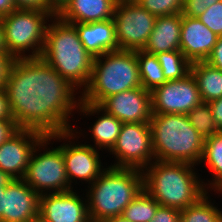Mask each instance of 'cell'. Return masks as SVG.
Instances as JSON below:
<instances>
[{
    "mask_svg": "<svg viewBox=\"0 0 222 222\" xmlns=\"http://www.w3.org/2000/svg\"><path fill=\"white\" fill-rule=\"evenodd\" d=\"M4 87L19 129L44 136L72 130L81 92L41 58H15Z\"/></svg>",
    "mask_w": 222,
    "mask_h": 222,
    "instance_id": "1",
    "label": "cell"
},
{
    "mask_svg": "<svg viewBox=\"0 0 222 222\" xmlns=\"http://www.w3.org/2000/svg\"><path fill=\"white\" fill-rule=\"evenodd\" d=\"M40 58L80 92L88 85L94 57L83 46L74 25L57 14L48 22Z\"/></svg>",
    "mask_w": 222,
    "mask_h": 222,
    "instance_id": "2",
    "label": "cell"
},
{
    "mask_svg": "<svg viewBox=\"0 0 222 222\" xmlns=\"http://www.w3.org/2000/svg\"><path fill=\"white\" fill-rule=\"evenodd\" d=\"M196 167L154 160L143 170L144 190L160 206L185 209L207 192L201 181L202 174L198 173H204V169Z\"/></svg>",
    "mask_w": 222,
    "mask_h": 222,
    "instance_id": "3",
    "label": "cell"
},
{
    "mask_svg": "<svg viewBox=\"0 0 222 222\" xmlns=\"http://www.w3.org/2000/svg\"><path fill=\"white\" fill-rule=\"evenodd\" d=\"M143 189L142 170L107 166L92 184L82 189L91 222H105L122 215L125 207Z\"/></svg>",
    "mask_w": 222,
    "mask_h": 222,
    "instance_id": "4",
    "label": "cell"
},
{
    "mask_svg": "<svg viewBox=\"0 0 222 222\" xmlns=\"http://www.w3.org/2000/svg\"><path fill=\"white\" fill-rule=\"evenodd\" d=\"M155 160L198 166L204 138L191 126L185 114H152L150 119Z\"/></svg>",
    "mask_w": 222,
    "mask_h": 222,
    "instance_id": "5",
    "label": "cell"
},
{
    "mask_svg": "<svg viewBox=\"0 0 222 222\" xmlns=\"http://www.w3.org/2000/svg\"><path fill=\"white\" fill-rule=\"evenodd\" d=\"M142 87L136 51L117 50L95 57L81 102L99 106L106 98Z\"/></svg>",
    "mask_w": 222,
    "mask_h": 222,
    "instance_id": "6",
    "label": "cell"
},
{
    "mask_svg": "<svg viewBox=\"0 0 222 222\" xmlns=\"http://www.w3.org/2000/svg\"><path fill=\"white\" fill-rule=\"evenodd\" d=\"M57 12L16 9L1 19L6 52L15 58H40L48 22Z\"/></svg>",
    "mask_w": 222,
    "mask_h": 222,
    "instance_id": "7",
    "label": "cell"
},
{
    "mask_svg": "<svg viewBox=\"0 0 222 222\" xmlns=\"http://www.w3.org/2000/svg\"><path fill=\"white\" fill-rule=\"evenodd\" d=\"M58 143L45 136L31 154L23 180L39 195L73 190Z\"/></svg>",
    "mask_w": 222,
    "mask_h": 222,
    "instance_id": "8",
    "label": "cell"
},
{
    "mask_svg": "<svg viewBox=\"0 0 222 222\" xmlns=\"http://www.w3.org/2000/svg\"><path fill=\"white\" fill-rule=\"evenodd\" d=\"M48 137L53 142H62L58 147L62 150L66 175L72 189H77L76 184L84 186V188L89 186L107 168L108 163L106 161L102 162L103 153H100L101 150L85 142L83 143L85 139L79 141L80 137L73 130L60 132Z\"/></svg>",
    "mask_w": 222,
    "mask_h": 222,
    "instance_id": "9",
    "label": "cell"
},
{
    "mask_svg": "<svg viewBox=\"0 0 222 222\" xmlns=\"http://www.w3.org/2000/svg\"><path fill=\"white\" fill-rule=\"evenodd\" d=\"M112 160L108 166L144 170L154 160L152 134L149 123H123L117 141L108 152ZM114 161V162H113Z\"/></svg>",
    "mask_w": 222,
    "mask_h": 222,
    "instance_id": "10",
    "label": "cell"
},
{
    "mask_svg": "<svg viewBox=\"0 0 222 222\" xmlns=\"http://www.w3.org/2000/svg\"><path fill=\"white\" fill-rule=\"evenodd\" d=\"M156 18L135 0H118L113 19L119 50H142L154 29Z\"/></svg>",
    "mask_w": 222,
    "mask_h": 222,
    "instance_id": "11",
    "label": "cell"
},
{
    "mask_svg": "<svg viewBox=\"0 0 222 222\" xmlns=\"http://www.w3.org/2000/svg\"><path fill=\"white\" fill-rule=\"evenodd\" d=\"M153 114H185L202 103L191 72L184 78L166 81L151 92Z\"/></svg>",
    "mask_w": 222,
    "mask_h": 222,
    "instance_id": "12",
    "label": "cell"
},
{
    "mask_svg": "<svg viewBox=\"0 0 222 222\" xmlns=\"http://www.w3.org/2000/svg\"><path fill=\"white\" fill-rule=\"evenodd\" d=\"M79 190L40 195L39 215L49 222H91L86 196Z\"/></svg>",
    "mask_w": 222,
    "mask_h": 222,
    "instance_id": "13",
    "label": "cell"
},
{
    "mask_svg": "<svg viewBox=\"0 0 222 222\" xmlns=\"http://www.w3.org/2000/svg\"><path fill=\"white\" fill-rule=\"evenodd\" d=\"M76 113L78 114L77 117L81 115L80 119H76L78 121L83 117L88 118L90 116H94L96 120L88 127L89 133L85 128H83V130L80 127H73L72 130L75 134L79 137L83 136L82 139H92L90 140L92 144L87 141V139L84 142L102 152L105 151V153H108L117 141L123 122L119 121L116 117L109 115L99 106L86 102H80ZM78 128H80V130ZM87 135H90L89 138H91L89 139Z\"/></svg>",
    "mask_w": 222,
    "mask_h": 222,
    "instance_id": "14",
    "label": "cell"
},
{
    "mask_svg": "<svg viewBox=\"0 0 222 222\" xmlns=\"http://www.w3.org/2000/svg\"><path fill=\"white\" fill-rule=\"evenodd\" d=\"M44 137L34 130L18 129L0 145V169L14 179H23L31 154Z\"/></svg>",
    "mask_w": 222,
    "mask_h": 222,
    "instance_id": "15",
    "label": "cell"
},
{
    "mask_svg": "<svg viewBox=\"0 0 222 222\" xmlns=\"http://www.w3.org/2000/svg\"><path fill=\"white\" fill-rule=\"evenodd\" d=\"M99 107L123 123H149L153 114L151 93L142 87L112 95Z\"/></svg>",
    "mask_w": 222,
    "mask_h": 222,
    "instance_id": "16",
    "label": "cell"
},
{
    "mask_svg": "<svg viewBox=\"0 0 222 222\" xmlns=\"http://www.w3.org/2000/svg\"><path fill=\"white\" fill-rule=\"evenodd\" d=\"M39 197L23 179H14L5 188L0 222H29L39 214Z\"/></svg>",
    "mask_w": 222,
    "mask_h": 222,
    "instance_id": "17",
    "label": "cell"
},
{
    "mask_svg": "<svg viewBox=\"0 0 222 222\" xmlns=\"http://www.w3.org/2000/svg\"><path fill=\"white\" fill-rule=\"evenodd\" d=\"M218 35L197 17L182 14L180 51L191 62L206 61L213 51Z\"/></svg>",
    "mask_w": 222,
    "mask_h": 222,
    "instance_id": "18",
    "label": "cell"
},
{
    "mask_svg": "<svg viewBox=\"0 0 222 222\" xmlns=\"http://www.w3.org/2000/svg\"><path fill=\"white\" fill-rule=\"evenodd\" d=\"M73 25L83 46L94 58L119 50L114 19Z\"/></svg>",
    "mask_w": 222,
    "mask_h": 222,
    "instance_id": "19",
    "label": "cell"
},
{
    "mask_svg": "<svg viewBox=\"0 0 222 222\" xmlns=\"http://www.w3.org/2000/svg\"><path fill=\"white\" fill-rule=\"evenodd\" d=\"M118 0H67L57 15L68 23H89L113 19Z\"/></svg>",
    "mask_w": 222,
    "mask_h": 222,
    "instance_id": "20",
    "label": "cell"
},
{
    "mask_svg": "<svg viewBox=\"0 0 222 222\" xmlns=\"http://www.w3.org/2000/svg\"><path fill=\"white\" fill-rule=\"evenodd\" d=\"M181 25L182 13L157 17L154 29L142 50L153 55L180 50Z\"/></svg>",
    "mask_w": 222,
    "mask_h": 222,
    "instance_id": "21",
    "label": "cell"
},
{
    "mask_svg": "<svg viewBox=\"0 0 222 222\" xmlns=\"http://www.w3.org/2000/svg\"><path fill=\"white\" fill-rule=\"evenodd\" d=\"M199 166L207 167L208 175L211 174L210 178H201L205 190L222 192V131L205 139L203 156Z\"/></svg>",
    "mask_w": 222,
    "mask_h": 222,
    "instance_id": "22",
    "label": "cell"
},
{
    "mask_svg": "<svg viewBox=\"0 0 222 222\" xmlns=\"http://www.w3.org/2000/svg\"><path fill=\"white\" fill-rule=\"evenodd\" d=\"M190 72L197 83L202 102L209 103L222 97V70L201 61L191 63Z\"/></svg>",
    "mask_w": 222,
    "mask_h": 222,
    "instance_id": "23",
    "label": "cell"
},
{
    "mask_svg": "<svg viewBox=\"0 0 222 222\" xmlns=\"http://www.w3.org/2000/svg\"><path fill=\"white\" fill-rule=\"evenodd\" d=\"M213 194L207 191L194 204L181 210L180 222H222V208L215 204Z\"/></svg>",
    "mask_w": 222,
    "mask_h": 222,
    "instance_id": "24",
    "label": "cell"
},
{
    "mask_svg": "<svg viewBox=\"0 0 222 222\" xmlns=\"http://www.w3.org/2000/svg\"><path fill=\"white\" fill-rule=\"evenodd\" d=\"M136 58L139 65L142 88L151 92L166 82L156 55L146 53L143 50H137Z\"/></svg>",
    "mask_w": 222,
    "mask_h": 222,
    "instance_id": "25",
    "label": "cell"
},
{
    "mask_svg": "<svg viewBox=\"0 0 222 222\" xmlns=\"http://www.w3.org/2000/svg\"><path fill=\"white\" fill-rule=\"evenodd\" d=\"M159 203L144 189L125 207L121 216L131 222H150Z\"/></svg>",
    "mask_w": 222,
    "mask_h": 222,
    "instance_id": "26",
    "label": "cell"
},
{
    "mask_svg": "<svg viewBox=\"0 0 222 222\" xmlns=\"http://www.w3.org/2000/svg\"><path fill=\"white\" fill-rule=\"evenodd\" d=\"M156 56L166 81L181 79L190 73L191 62L180 50L161 52Z\"/></svg>",
    "mask_w": 222,
    "mask_h": 222,
    "instance_id": "27",
    "label": "cell"
},
{
    "mask_svg": "<svg viewBox=\"0 0 222 222\" xmlns=\"http://www.w3.org/2000/svg\"><path fill=\"white\" fill-rule=\"evenodd\" d=\"M187 117L191 126L197 130L204 140L220 132L216 126L209 103L202 102L195 106L187 114Z\"/></svg>",
    "mask_w": 222,
    "mask_h": 222,
    "instance_id": "28",
    "label": "cell"
},
{
    "mask_svg": "<svg viewBox=\"0 0 222 222\" xmlns=\"http://www.w3.org/2000/svg\"><path fill=\"white\" fill-rule=\"evenodd\" d=\"M156 17L182 13L184 0H135Z\"/></svg>",
    "mask_w": 222,
    "mask_h": 222,
    "instance_id": "29",
    "label": "cell"
},
{
    "mask_svg": "<svg viewBox=\"0 0 222 222\" xmlns=\"http://www.w3.org/2000/svg\"><path fill=\"white\" fill-rule=\"evenodd\" d=\"M197 18L212 32L218 36H222V0L208 7Z\"/></svg>",
    "mask_w": 222,
    "mask_h": 222,
    "instance_id": "30",
    "label": "cell"
},
{
    "mask_svg": "<svg viewBox=\"0 0 222 222\" xmlns=\"http://www.w3.org/2000/svg\"><path fill=\"white\" fill-rule=\"evenodd\" d=\"M219 1L221 0H184L182 14L187 17H198Z\"/></svg>",
    "mask_w": 222,
    "mask_h": 222,
    "instance_id": "31",
    "label": "cell"
},
{
    "mask_svg": "<svg viewBox=\"0 0 222 222\" xmlns=\"http://www.w3.org/2000/svg\"><path fill=\"white\" fill-rule=\"evenodd\" d=\"M181 210L159 206L157 211L150 222H180Z\"/></svg>",
    "mask_w": 222,
    "mask_h": 222,
    "instance_id": "32",
    "label": "cell"
},
{
    "mask_svg": "<svg viewBox=\"0 0 222 222\" xmlns=\"http://www.w3.org/2000/svg\"><path fill=\"white\" fill-rule=\"evenodd\" d=\"M16 9L42 10L47 12H56L47 2V0H13Z\"/></svg>",
    "mask_w": 222,
    "mask_h": 222,
    "instance_id": "33",
    "label": "cell"
},
{
    "mask_svg": "<svg viewBox=\"0 0 222 222\" xmlns=\"http://www.w3.org/2000/svg\"><path fill=\"white\" fill-rule=\"evenodd\" d=\"M206 62L219 70H222V36H218L213 51Z\"/></svg>",
    "mask_w": 222,
    "mask_h": 222,
    "instance_id": "34",
    "label": "cell"
},
{
    "mask_svg": "<svg viewBox=\"0 0 222 222\" xmlns=\"http://www.w3.org/2000/svg\"><path fill=\"white\" fill-rule=\"evenodd\" d=\"M14 58L8 53H0V87L5 86L7 76Z\"/></svg>",
    "mask_w": 222,
    "mask_h": 222,
    "instance_id": "35",
    "label": "cell"
},
{
    "mask_svg": "<svg viewBox=\"0 0 222 222\" xmlns=\"http://www.w3.org/2000/svg\"><path fill=\"white\" fill-rule=\"evenodd\" d=\"M18 129L14 120L0 119V145L10 138Z\"/></svg>",
    "mask_w": 222,
    "mask_h": 222,
    "instance_id": "36",
    "label": "cell"
},
{
    "mask_svg": "<svg viewBox=\"0 0 222 222\" xmlns=\"http://www.w3.org/2000/svg\"><path fill=\"white\" fill-rule=\"evenodd\" d=\"M0 119L14 120L11 114L5 87H0Z\"/></svg>",
    "mask_w": 222,
    "mask_h": 222,
    "instance_id": "37",
    "label": "cell"
},
{
    "mask_svg": "<svg viewBox=\"0 0 222 222\" xmlns=\"http://www.w3.org/2000/svg\"><path fill=\"white\" fill-rule=\"evenodd\" d=\"M212 114L219 131H222V97L209 102Z\"/></svg>",
    "mask_w": 222,
    "mask_h": 222,
    "instance_id": "38",
    "label": "cell"
},
{
    "mask_svg": "<svg viewBox=\"0 0 222 222\" xmlns=\"http://www.w3.org/2000/svg\"><path fill=\"white\" fill-rule=\"evenodd\" d=\"M16 10L13 0H0V18Z\"/></svg>",
    "mask_w": 222,
    "mask_h": 222,
    "instance_id": "39",
    "label": "cell"
},
{
    "mask_svg": "<svg viewBox=\"0 0 222 222\" xmlns=\"http://www.w3.org/2000/svg\"><path fill=\"white\" fill-rule=\"evenodd\" d=\"M14 178L0 169V187H7Z\"/></svg>",
    "mask_w": 222,
    "mask_h": 222,
    "instance_id": "40",
    "label": "cell"
},
{
    "mask_svg": "<svg viewBox=\"0 0 222 222\" xmlns=\"http://www.w3.org/2000/svg\"><path fill=\"white\" fill-rule=\"evenodd\" d=\"M48 4L58 12L67 0H47Z\"/></svg>",
    "mask_w": 222,
    "mask_h": 222,
    "instance_id": "41",
    "label": "cell"
},
{
    "mask_svg": "<svg viewBox=\"0 0 222 222\" xmlns=\"http://www.w3.org/2000/svg\"><path fill=\"white\" fill-rule=\"evenodd\" d=\"M0 53H7L4 42V30L1 19H0Z\"/></svg>",
    "mask_w": 222,
    "mask_h": 222,
    "instance_id": "42",
    "label": "cell"
},
{
    "mask_svg": "<svg viewBox=\"0 0 222 222\" xmlns=\"http://www.w3.org/2000/svg\"><path fill=\"white\" fill-rule=\"evenodd\" d=\"M105 222H131L127 219H125L123 216H116L110 219H107Z\"/></svg>",
    "mask_w": 222,
    "mask_h": 222,
    "instance_id": "43",
    "label": "cell"
},
{
    "mask_svg": "<svg viewBox=\"0 0 222 222\" xmlns=\"http://www.w3.org/2000/svg\"><path fill=\"white\" fill-rule=\"evenodd\" d=\"M6 187H0V217L3 215V195Z\"/></svg>",
    "mask_w": 222,
    "mask_h": 222,
    "instance_id": "44",
    "label": "cell"
},
{
    "mask_svg": "<svg viewBox=\"0 0 222 222\" xmlns=\"http://www.w3.org/2000/svg\"><path fill=\"white\" fill-rule=\"evenodd\" d=\"M29 222H49L45 220L41 215H37L36 217L32 218Z\"/></svg>",
    "mask_w": 222,
    "mask_h": 222,
    "instance_id": "45",
    "label": "cell"
},
{
    "mask_svg": "<svg viewBox=\"0 0 222 222\" xmlns=\"http://www.w3.org/2000/svg\"><path fill=\"white\" fill-rule=\"evenodd\" d=\"M216 194H218V197H217V198H219V197L222 196V192H216ZM220 195H221V196H220Z\"/></svg>",
    "mask_w": 222,
    "mask_h": 222,
    "instance_id": "46",
    "label": "cell"
}]
</instances>
